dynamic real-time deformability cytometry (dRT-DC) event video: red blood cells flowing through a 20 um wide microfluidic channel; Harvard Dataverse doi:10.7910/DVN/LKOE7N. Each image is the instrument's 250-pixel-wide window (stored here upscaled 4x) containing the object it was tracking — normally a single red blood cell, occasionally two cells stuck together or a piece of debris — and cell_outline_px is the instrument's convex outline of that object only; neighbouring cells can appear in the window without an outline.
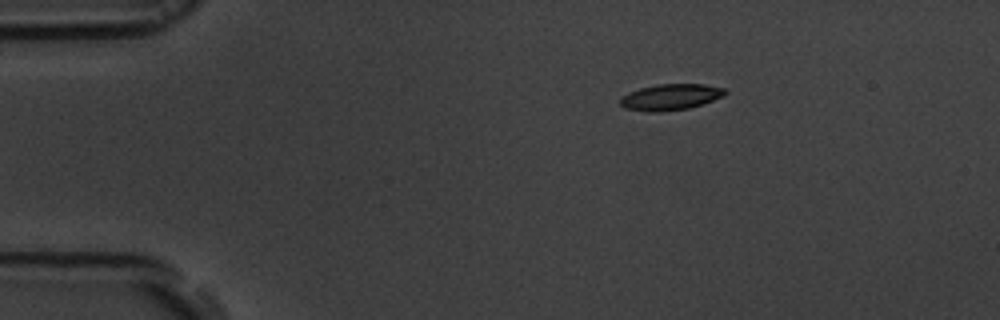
{"species": "common noctule bat (a hibernating species)", "species_latin": "Nyctalus noctula", "temperature_condition": "room temperature", "stored_images_in_passage": 47, "camera_frame_rate_fps": 3000, "um_per_image_px": 0.085, "animal": {"sex": "male", "body_mass_g": 19.5, "forearm_length_mm": 54.6}, "frame": {"image": 1, "passage_image": 1, "time_ms": 0.0, "image_size_px": [1000, 320], "cell_outline_px": [[728, 92], [724, 96], [688, 108], [652, 112], [624, 108], [620, 104], [620, 96], [628, 92], [640, 88], [656, 84], [704, 84], [724, 88]], "centroid_in_image_um": [56.97, 8.23], "position_along_channel_um": 28.0, "area_um2": 15.84}}
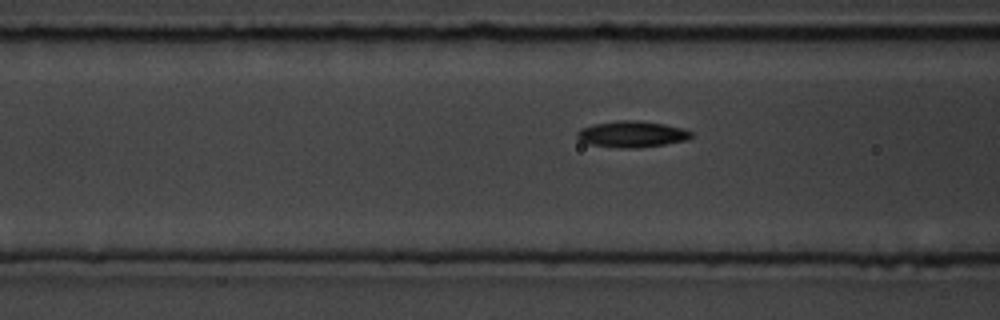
{"frame": {"image": 2, "passage_image": 13, "time_ms": 4.0, "image_size_px": [1000, 320], "cell_outline_px": [[692, 136], [688, 140], [640, 148], [620, 148], [588, 144], [580, 140], [576, 136], [576, 132], [580, 128], [592, 124], [616, 120], [636, 120], [664, 124], [684, 128], [692, 132]], "centroid_in_image_um": [53.69, 11.4], "position_along_channel_um": 112.9, "area_um2": 17.69}}
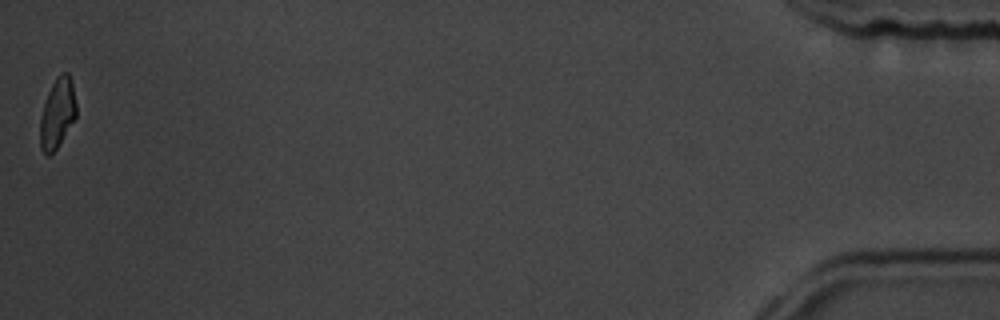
{"frame": {"image": 3, "passage_image": 47, "time_ms": 15.333, "image_size_px": [1000, 320], "cell_outline_px": [[76, 116], [56, 148], [48, 156], [40, 148], [40, 116], [48, 92], [56, 76], [60, 72], [68, 72], [72, 80], [76, 104]], "centroid_in_image_um": [4.87, 9.57], "position_along_channel_um": 430.3, "area_um2": 14.62}, "authors_computed_cell_mechanics": {"area_um2": 15.895, "velocity_mm_per_s": 3.663, "shape_relaxation_time_tau1_ms": 2.4742, "shape_relaxation_time_tau2_ms": 6.3365, "deformation_change_tau1": 0.1547, "deformation_change_tau2": 0.1311}}